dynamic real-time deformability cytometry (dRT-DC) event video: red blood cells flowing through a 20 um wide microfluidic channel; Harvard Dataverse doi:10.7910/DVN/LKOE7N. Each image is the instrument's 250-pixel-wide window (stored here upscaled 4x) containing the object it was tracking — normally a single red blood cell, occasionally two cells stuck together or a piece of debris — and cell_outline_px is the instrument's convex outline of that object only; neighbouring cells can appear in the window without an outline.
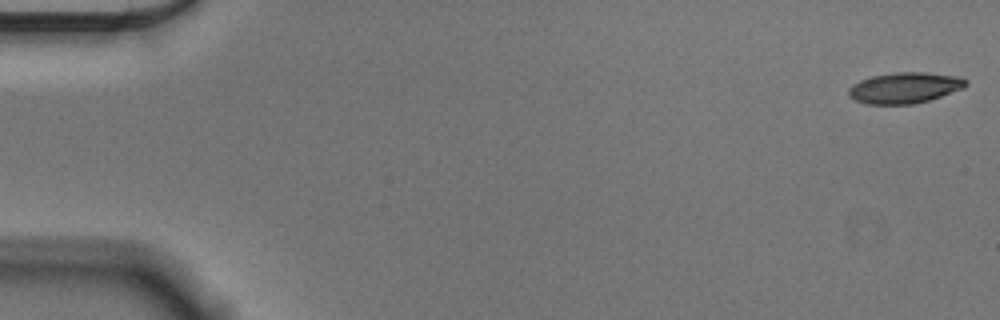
{"species": "Egyptian fruit bat (a non-hibernating species)", "species_latin": "Rousettus aegyptiacus", "temperature_condition": "cold", "stored_images_in_passage": 55, "camera_frame_rate_fps": 3000, "um_per_image_px": 0.085, "animal": {"sex": "male"}, "frame": {"image": 1, "passage_image": 1, "time_ms": 0.0, "image_size_px": [1000, 320], "cell_outline_px": [[968, 84], [964, 88], [928, 100], [912, 104], [868, 104], [856, 100], [848, 96], [848, 88], [852, 84], [860, 80], [872, 76], [896, 72], [924, 72], [960, 76], [968, 80]], "centroid_in_image_um": [76.9, 7.45], "position_along_channel_um": 8.1, "area_um2": 21.15}}
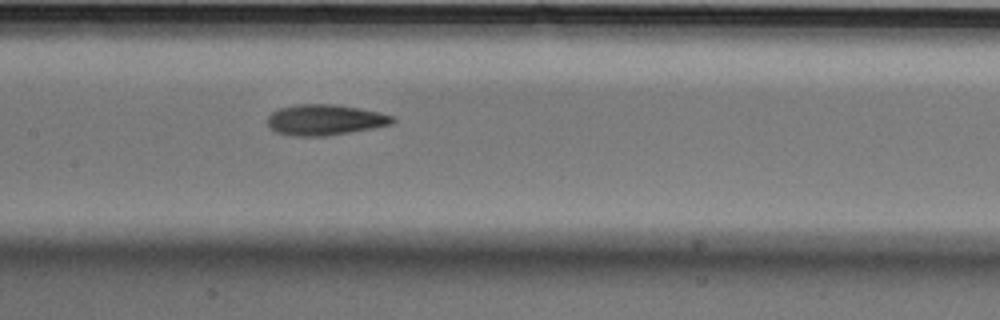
{"frame": {"image": 2, "passage_image": 27, "time_ms": 8.667, "image_size_px": [1000, 320], "cell_outline_px": [[396, 120], [392, 124], [372, 128], [328, 136], [292, 136], [276, 132], [268, 128], [268, 116], [272, 112], [280, 108], [296, 104], [336, 104], [360, 108], [380, 112], [392, 116]], "centroid_in_image_um": [27.61, 10.19], "position_along_channel_um": 179.8, "area_um2": 22.54}}
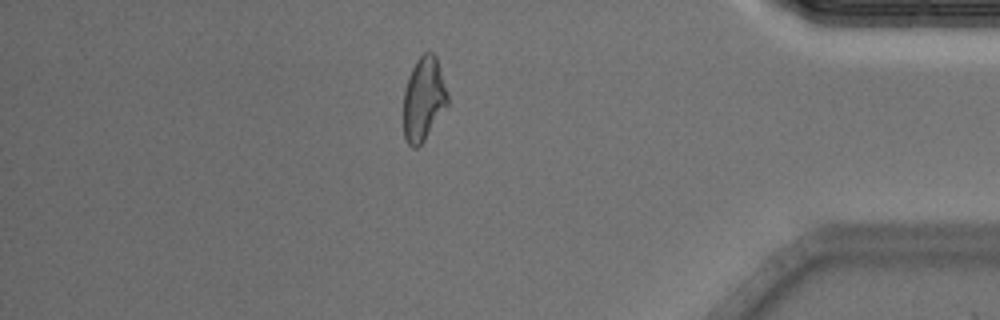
{"frame": {"image": 3, "passage_image": 48, "time_ms": 15.667, "image_size_px": [1000, 320], "cell_outline_px": [[448, 104], [424, 140], [416, 148], [412, 148], [408, 144], [404, 136], [404, 92], [408, 76], [416, 60], [424, 52], [432, 52], [436, 56], [448, 92]], "centroid_in_image_um": [36.01, 8.39], "position_along_channel_um": 399.2, "area_um2": 21.44}, "authors_computed_cell_mechanics": {"area_um2": 21.7906, "velocity_mm_per_s": 3.6027, "shape_relaxation_time_tau1_ms": 5.6021, "shape_relaxation_time_tau2_ms": 2.7747, "deformation_change_tau1": 0.1654, "deformation_change_tau2": 0.1011}}